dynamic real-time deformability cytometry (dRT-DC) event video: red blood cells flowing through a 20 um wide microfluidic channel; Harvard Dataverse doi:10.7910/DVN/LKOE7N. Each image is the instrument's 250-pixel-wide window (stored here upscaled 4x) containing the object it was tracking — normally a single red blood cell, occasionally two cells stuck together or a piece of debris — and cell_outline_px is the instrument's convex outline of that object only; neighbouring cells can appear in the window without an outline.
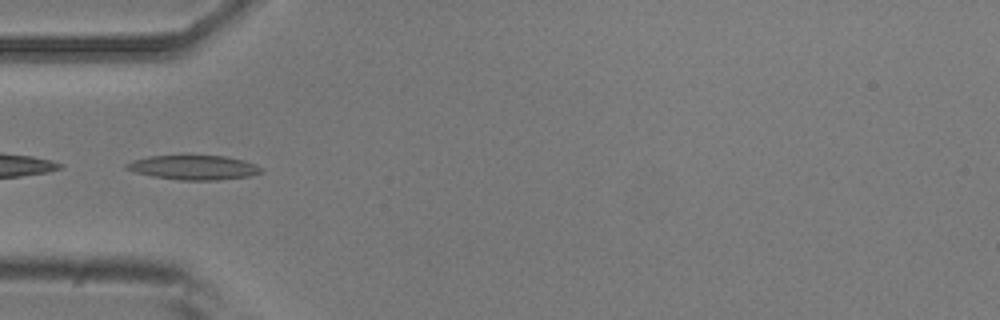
{"species": "common noctule bat (a hibernating species)", "species_latin": "Nyctalus noctula", "temperature_condition": "room temperature", "stored_images_in_passage": 7, "camera_frame_rate_fps": 3000, "um_per_image_px": 0.085, "animal": {"sex": "male", "body_mass_g": 20.5, "forearm_length_mm": 52.5}, "frame": {"image": 1, "passage_image": 4, "time_ms": 3.667, "image_size_px": [1000, 320], "cell_outline_px": [[264, 172], [252, 176], [216, 180], [180, 180], [152, 176], [136, 172], [124, 168], [124, 164], [132, 160], [148, 156], [224, 156], [244, 160], [256, 164], [264, 168]], "centroid_in_image_um": [16.5, 14.24], "position_along_channel_um": 68.5, "area_um2": 19.31}}
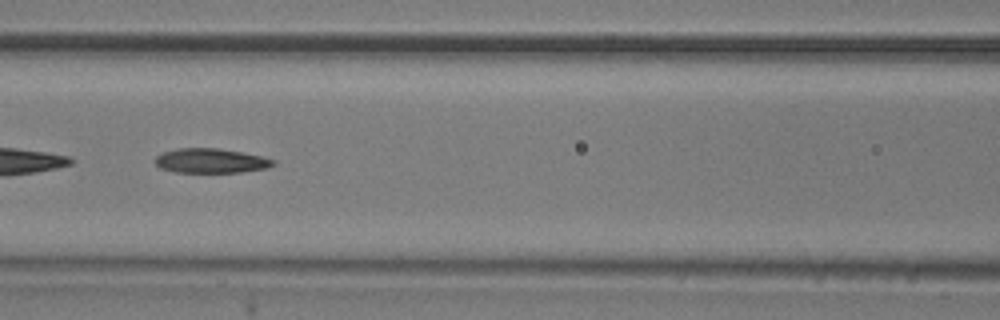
{"frame": {"image": 2, "passage_image": 6, "time_ms": 5.667, "image_size_px": [1000, 320], "cell_outline_px": [[276, 164], [268, 168], [240, 172], [176, 172], [160, 168], [156, 164], [156, 156], [164, 152], [176, 148], [220, 148], [260, 156], [276, 160]], "centroid_in_image_um": [17.94, 13.66], "position_along_channel_um": 148.7, "area_um2": 16.82}}
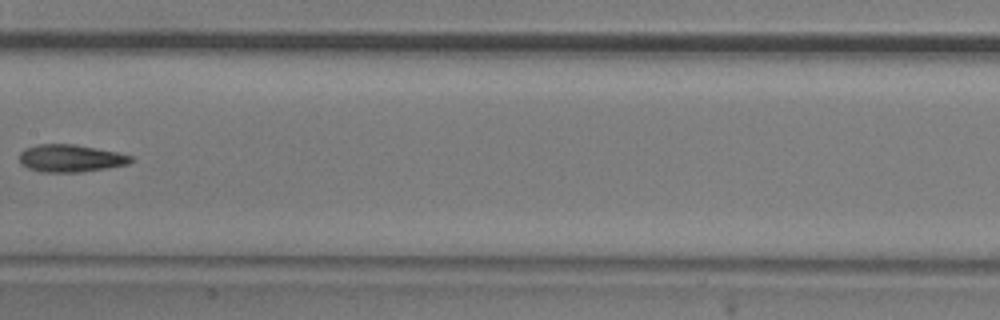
{"frame": {"image": 3, "passage_image": 7, "time_ms": 7.0, "image_size_px": [1000, 320], "cell_outline_px": [[132, 160], [128, 164], [108, 168], [80, 172], [40, 172], [28, 168], [20, 164], [20, 152], [24, 148], [36, 144], [72, 144], [116, 152], [132, 156]], "centroid_in_image_um": [5.95, 13.46], "position_along_channel_um": 201.5, "area_um2": 17.8}}